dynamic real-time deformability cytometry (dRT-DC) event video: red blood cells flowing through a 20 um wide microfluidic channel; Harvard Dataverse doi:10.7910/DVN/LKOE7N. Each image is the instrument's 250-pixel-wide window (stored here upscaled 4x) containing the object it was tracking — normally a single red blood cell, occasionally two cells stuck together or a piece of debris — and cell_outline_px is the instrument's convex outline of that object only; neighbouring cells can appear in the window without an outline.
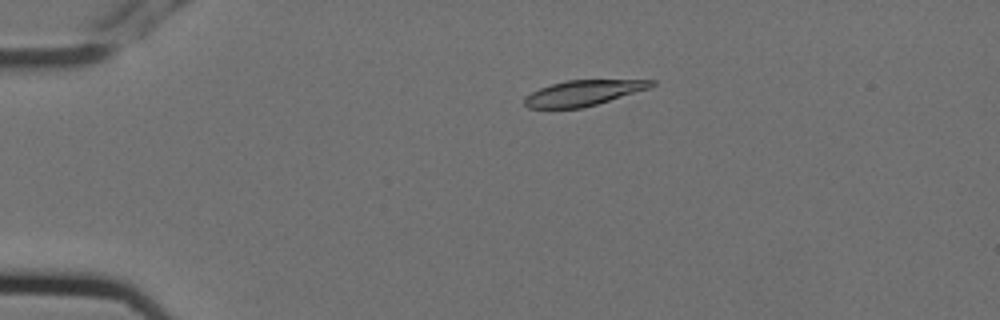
{"species": "Egyptian fruit bat (a non-hibernating species)", "species_latin": "Rousettus aegyptiacus", "temperature_condition": "cold", "stored_images_in_passage": 7, "camera_frame_rate_fps": 3000, "um_per_image_px": 0.085, "animal": {"sex": "female"}, "frame": {"image": 1, "passage_image": 4, "time_ms": 1.0, "image_size_px": [1000, 320], "cell_outline_px": [[656, 84], [648, 88], [596, 104], [580, 108], [528, 108], [524, 104], [524, 96], [540, 88], [552, 84], [568, 80], [656, 80]], "centroid_in_image_um": [49.54, 7.9], "position_along_channel_um": 35.5, "area_um2": 18.5}}
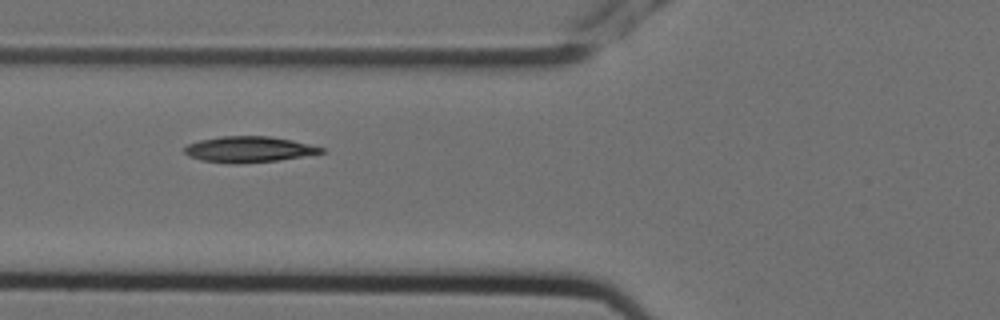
{"frame": {"image": 2, "passage_image": 6, "time_ms": 1.667, "image_size_px": [1000, 320], "cell_outline_px": [[324, 152], [280, 160], [240, 164], [228, 164], [200, 160], [188, 156], [184, 152], [184, 148], [188, 144], [200, 140], [220, 136], [268, 136], [292, 140], [324, 148]], "centroid_in_image_um": [21.1, 12.7], "position_along_channel_um": 104.7, "area_um2": 20.69}}
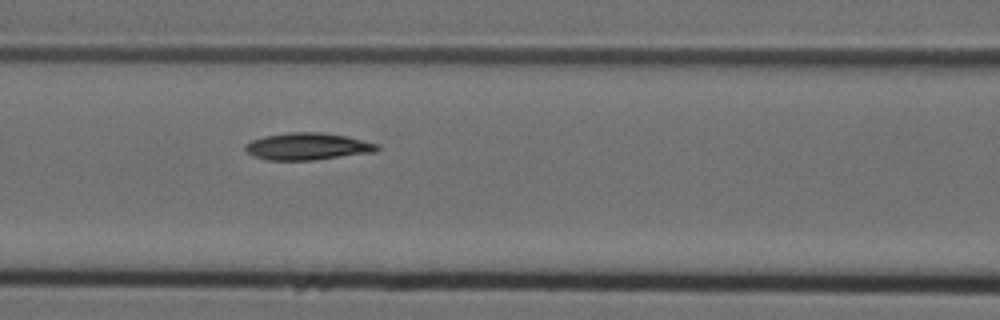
{"frame": {"image": 3, "passage_image": 7, "time_ms": 2.0, "image_size_px": [1000, 320], "cell_outline_px": [[380, 148], [376, 152], [316, 160], [268, 160], [252, 156], [244, 148], [244, 144], [252, 140], [264, 136], [292, 132], [320, 132], [344, 136], [380, 144]], "centroid_in_image_um": [26.15, 12.45], "position_along_channel_um": 140.4, "area_um2": 20.87}}